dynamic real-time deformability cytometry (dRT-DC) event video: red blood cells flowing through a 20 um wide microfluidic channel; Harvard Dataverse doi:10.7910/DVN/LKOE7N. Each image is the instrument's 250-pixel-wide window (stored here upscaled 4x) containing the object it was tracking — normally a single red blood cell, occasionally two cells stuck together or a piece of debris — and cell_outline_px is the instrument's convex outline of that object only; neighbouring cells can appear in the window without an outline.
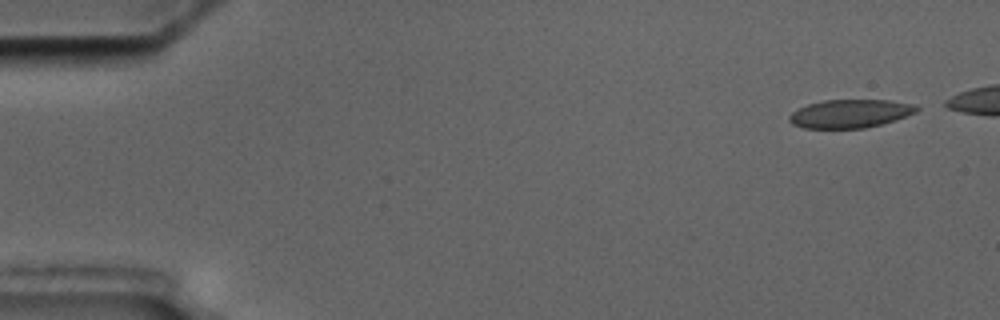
{"species": "common noctule bat (a hibernating species)", "species_latin": "Nyctalus noctula", "temperature_condition": "cold", "stored_images_in_passage": 5, "camera_frame_rate_fps": 3000, "um_per_image_px": 0.085, "animal": {"sex": "male", "body_mass_g": 17.5, "forearm_length_mm": 52.3}, "frame": {"image": 1, "passage_image": 1, "time_ms": 0.0, "image_size_px": [1000, 320], "cell_outline_px": [[920, 108], [916, 112], [896, 120], [864, 128], [804, 128], [792, 124], [788, 120], [788, 116], [792, 112], [808, 104], [824, 100], [888, 100], [916, 104]], "centroid_in_image_um": [72.27, 9.65], "position_along_channel_um": 12.7, "area_um2": 21.04}}